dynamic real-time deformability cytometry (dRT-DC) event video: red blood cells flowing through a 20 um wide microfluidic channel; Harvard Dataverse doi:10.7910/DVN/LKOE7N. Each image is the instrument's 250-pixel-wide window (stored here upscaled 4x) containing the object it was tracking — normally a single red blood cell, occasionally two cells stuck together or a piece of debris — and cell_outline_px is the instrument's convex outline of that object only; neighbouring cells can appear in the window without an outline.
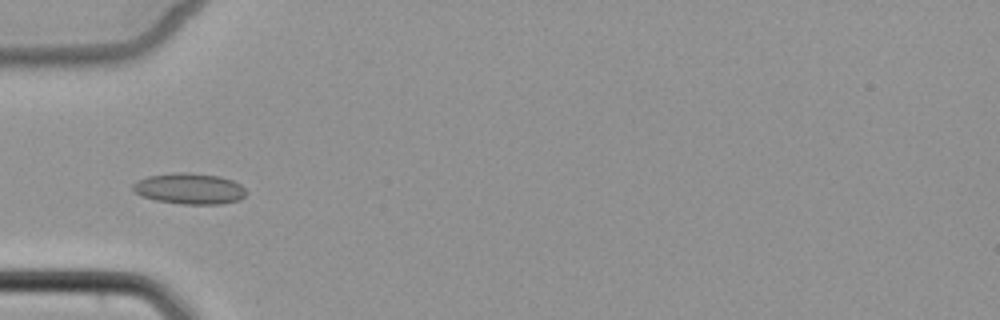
{"species": "common noctule bat (a hibernating species)", "species_latin": "Nyctalus noctula", "temperature_condition": "cold", "stored_images_in_passage": 8, "camera_frame_rate_fps": 3000, "um_per_image_px": 0.085, "animal": {"sex": "female", "body_mass_g": 22.7, "forearm_length_mm": 54.2}, "frame": {"image": 1, "passage_image": 5, "time_ms": 5.667, "image_size_px": [1000, 320], "cell_outline_px": [[248, 192], [240, 200], [220, 204], [180, 204], [156, 200], [140, 196], [132, 188], [132, 184], [136, 180], [148, 176], [176, 172], [188, 172], [220, 176], [232, 180], [240, 184]], "centroid_in_image_um": [16.1, 16.03], "position_along_channel_um": 68.9, "area_um2": 20.63}}
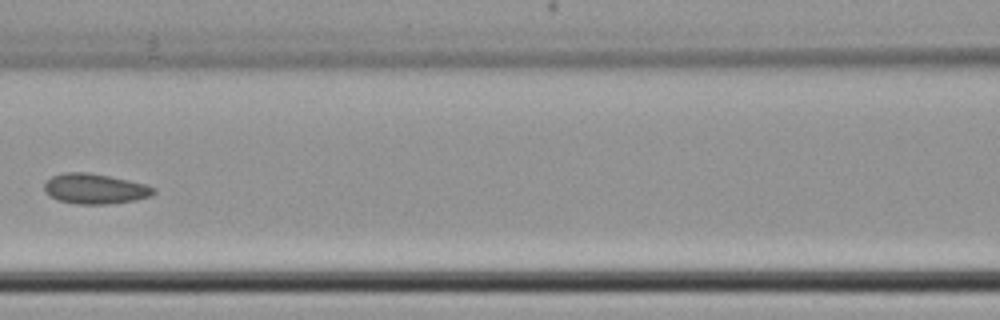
{"frame": {"image": 2, "passage_image": 7, "time_ms": 8.0, "image_size_px": [1000, 320], "cell_outline_px": [[156, 192], [152, 196], [136, 200], [108, 204], [76, 204], [60, 200], [44, 192], [44, 184], [52, 176], [64, 172], [88, 172], [128, 180], [144, 184], [156, 188]], "centroid_in_image_um": [8.09, 16.04], "position_along_channel_um": 158.5, "area_um2": 19.19}}
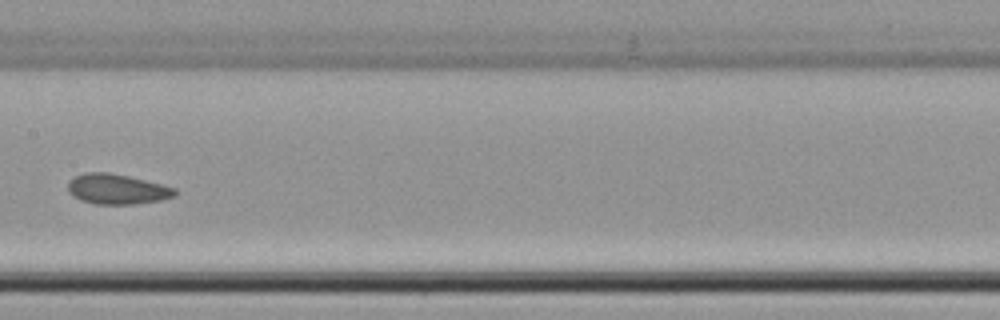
{"frame": {"image": 3, "passage_image": 8, "time_ms": 9.0, "image_size_px": [1000, 320], "cell_outline_px": [[176, 196], [160, 200], [136, 204], [92, 204], [80, 200], [72, 196], [68, 192], [68, 180], [84, 172], [108, 172], [128, 176], [176, 188]], "centroid_in_image_um": [9.91, 16.08], "position_along_channel_um": 197.5, "area_um2": 18.9}}